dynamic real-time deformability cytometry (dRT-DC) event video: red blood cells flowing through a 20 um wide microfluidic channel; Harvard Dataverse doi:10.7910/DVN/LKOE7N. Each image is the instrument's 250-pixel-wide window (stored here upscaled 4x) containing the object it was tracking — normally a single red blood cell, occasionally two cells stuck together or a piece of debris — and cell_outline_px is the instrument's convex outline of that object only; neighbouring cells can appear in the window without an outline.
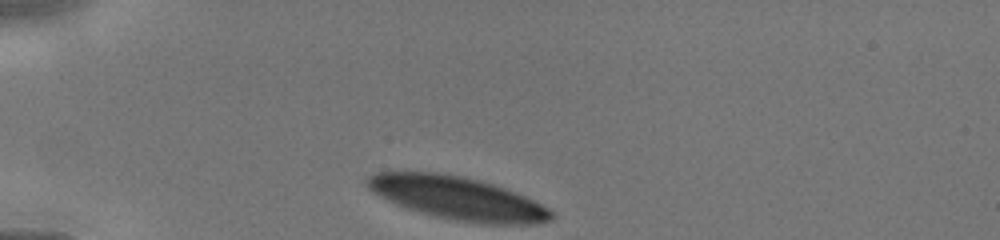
{"species": "human", "species_latin": "Homo sapiens", "temperature_condition": "cold", "stored_images_in_passage": 7, "camera_frame_rate_fps": 3000, "um_per_image_px": 0.085, "donor": {"sex": "male"}, "frame": {"image": 1, "passage_image": 1, "time_ms": 0.0, "image_size_px": [1000, 240], "cell_outline_px": [[556, 216], [552, 220], [536, 224], [484, 224], [452, 220], [420, 212], [396, 204], [372, 192], [364, 184], [364, 180], [368, 176], [376, 172], [436, 172], [460, 176], [480, 180], [504, 188], [524, 196], [548, 208]], "centroid_in_image_um": [38.87, 16.84], "position_along_channel_um": 46.1, "area_um2": 46.07}}
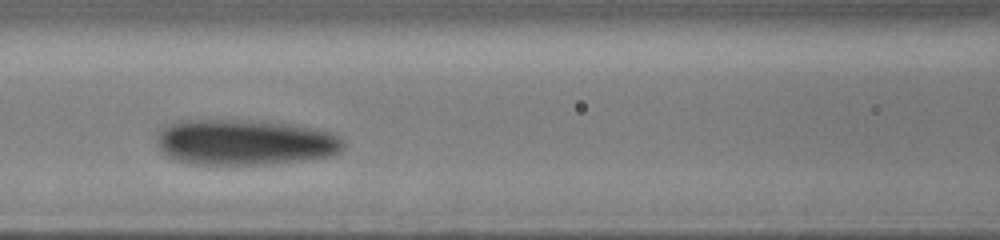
{"frame": {"image": 2, "passage_image": 6, "time_ms": 3.0, "image_size_px": [1000, 240], "cell_outline_px": [[344, 148], [340, 152], [332, 156], [304, 160], [272, 164], [224, 168], [188, 164], [172, 160], [160, 152], [156, 144], [156, 136], [160, 128], [168, 124], [180, 120], [264, 120], [312, 128], [332, 132], [340, 136], [344, 140]], "centroid_in_image_um": [20.74, 12.14], "position_along_channel_um": 145.9, "area_um2": 51.9}}
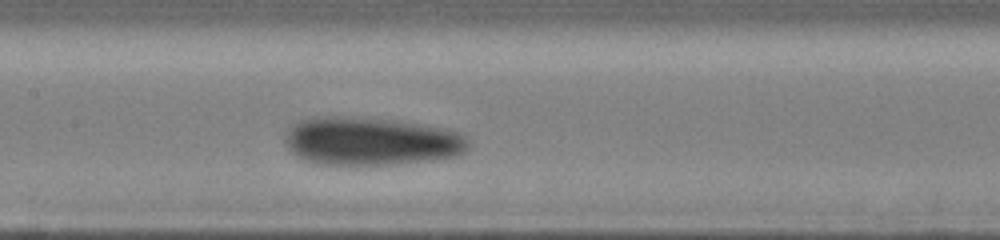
{"frame": {"image": 3, "passage_image": 7, "time_ms": 3.667, "image_size_px": [1000, 240], "cell_outline_px": [[468, 148], [464, 152], [456, 156], [428, 160], [396, 164], [316, 164], [304, 160], [296, 156], [288, 148], [284, 140], [284, 136], [288, 128], [292, 124], [300, 120], [312, 116], [332, 116], [400, 120], [444, 128], [460, 132], [468, 140]], "centroid_in_image_um": [31.49, 11.99], "position_along_channel_um": 175.9, "area_um2": 51.79}}